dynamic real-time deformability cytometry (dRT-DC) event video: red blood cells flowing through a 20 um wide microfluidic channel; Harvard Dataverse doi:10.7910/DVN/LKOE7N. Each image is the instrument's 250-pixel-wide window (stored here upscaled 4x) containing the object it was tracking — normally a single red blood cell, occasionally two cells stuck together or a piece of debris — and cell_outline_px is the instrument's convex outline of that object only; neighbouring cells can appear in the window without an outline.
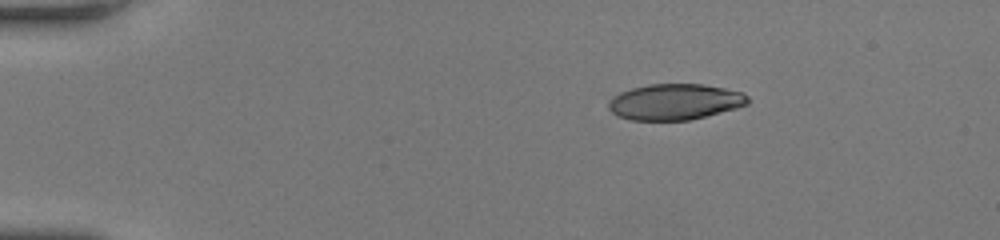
{"species": "human", "species_latin": "Homo sapiens", "temperature_condition": "room temperature", "stored_images_in_passage": 47, "camera_frame_rate_fps": 3000, "um_per_image_px": 0.085, "donor": {"sex": "female"}, "frame": {"image": 1, "passage_image": 1, "time_ms": 0.0, "image_size_px": [1000, 240], "cell_outline_px": [[748, 104], [736, 108], [688, 120], [628, 120], [616, 116], [608, 108], [608, 100], [612, 96], [620, 92], [632, 88], [648, 84], [704, 84], [744, 92], [748, 96]], "centroid_in_image_um": [57.33, 8.65], "position_along_channel_um": 27.7, "area_um2": 29.3}}
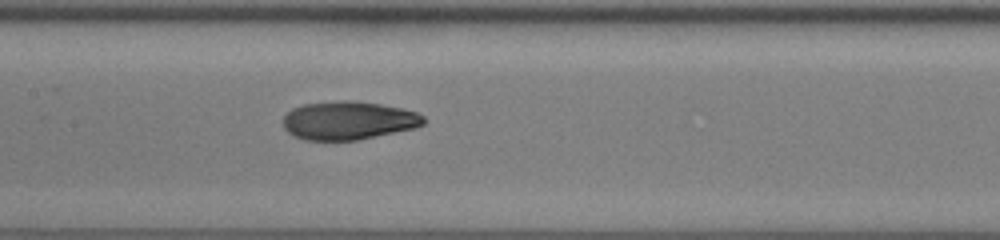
{"frame": {"image": 2, "passage_image": 20, "time_ms": 6.333, "image_size_px": [1000, 240], "cell_outline_px": [[424, 124], [412, 128], [356, 140], [304, 140], [292, 136], [284, 128], [284, 116], [292, 108], [304, 104], [348, 100], [380, 104], [400, 108], [416, 112], [424, 116]], "centroid_in_image_um": [29.57, 10.24], "position_along_channel_um": 177.8, "area_um2": 31.04}}
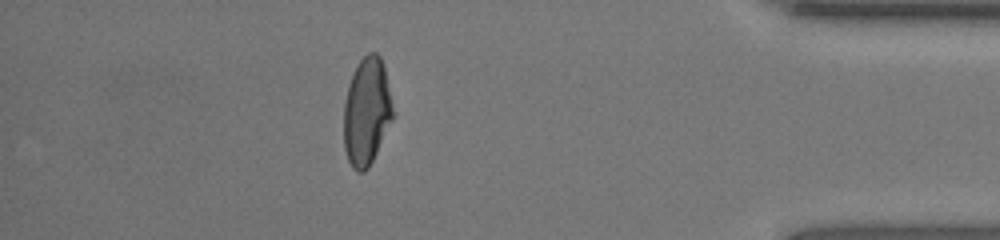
{"frame": {"image": 3, "passage_image": 41, "time_ms": 13.333, "image_size_px": [1000, 240], "cell_outline_px": [[396, 116], [368, 168], [364, 172], [356, 172], [352, 168], [348, 160], [344, 148], [344, 104], [348, 84], [360, 60], [368, 52], [376, 52], [380, 56], [384, 64]], "centroid_in_image_um": [31.2, 9.49], "position_along_channel_um": 404.0, "area_um2": 31.39}, "authors_computed_cell_mechanics": {"area_um2": 31.212, "velocity_mm_per_s": 3.7739, "shape_relaxation_time_tau1_ms": null, "shape_relaxation_time_tau2_ms": 1.7288, "deformation_change_tau1": null, "deformation_change_tau2": 0.0723}}